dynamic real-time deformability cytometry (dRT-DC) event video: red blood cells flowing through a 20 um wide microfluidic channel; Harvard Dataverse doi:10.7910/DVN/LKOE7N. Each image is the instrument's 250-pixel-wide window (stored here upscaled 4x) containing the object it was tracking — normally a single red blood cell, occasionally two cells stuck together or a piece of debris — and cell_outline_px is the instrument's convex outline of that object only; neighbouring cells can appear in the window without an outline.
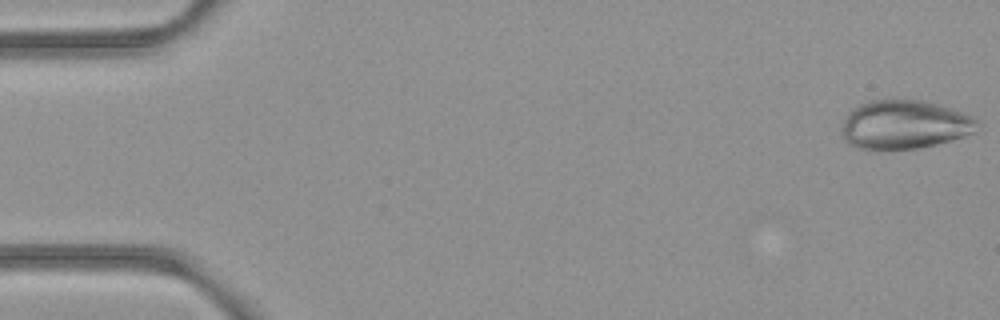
{"species": "common noctule bat (a hibernating species)", "species_latin": "Nyctalus noctula", "temperature_condition": "room temperature", "stored_images_in_passage": 4, "camera_frame_rate_fps": 3000, "um_per_image_px": 0.085, "animal": {"sex": "female", "body_mass_g": 21.9}, "frame": {"image": 1, "passage_image": 1, "time_ms": 0.0, "image_size_px": [1000, 320], "cell_outline_px": [[976, 132], [952, 140], [936, 144], [916, 148], [880, 152], [856, 148], [848, 144], [844, 140], [840, 132], [844, 120], [848, 112], [852, 108], [868, 100], [920, 100], [936, 104], [972, 116], [976, 120]], "centroid_in_image_um": [76.78, 10.63], "position_along_channel_um": 8.2, "area_um2": 39.02}}